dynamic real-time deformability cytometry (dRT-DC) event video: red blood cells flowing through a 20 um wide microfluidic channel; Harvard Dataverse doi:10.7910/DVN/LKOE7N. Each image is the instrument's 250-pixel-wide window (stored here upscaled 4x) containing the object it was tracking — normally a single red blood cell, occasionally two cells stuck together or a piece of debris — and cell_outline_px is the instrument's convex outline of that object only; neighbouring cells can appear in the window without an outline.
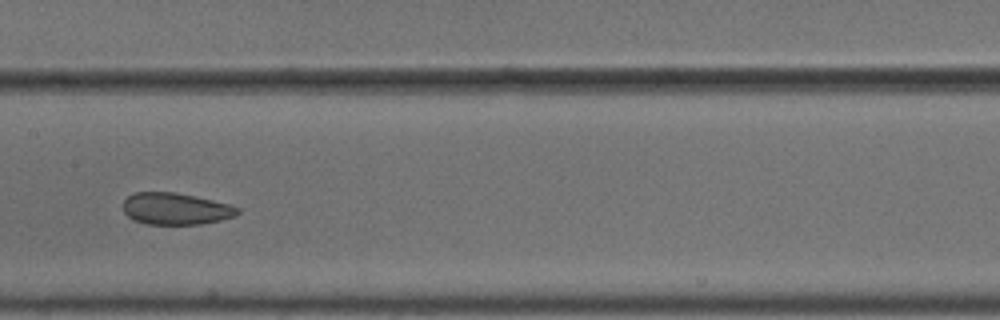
{"species": "common noctule bat (a hibernating species)", "species_latin": "Nyctalus noctula", "temperature_condition": "cold", "stored_images_in_passage": 14, "camera_frame_rate_fps": 3000, "um_per_image_px": 0.085, "animal": {"sex": "male", "body_mass_g": 18.8}, "frame": {"image": 1, "passage_image": 7, "time_ms": 2.0, "image_size_px": [1000, 320], "cell_outline_px": [[240, 212], [236, 216], [220, 220], [200, 224], [148, 224], [132, 220], [124, 212], [124, 200], [132, 192], [172, 192], [196, 196], [232, 204], [240, 208]], "centroid_in_image_um": [14.96, 17.74], "position_along_channel_um": 192.4, "area_um2": 21.39}}
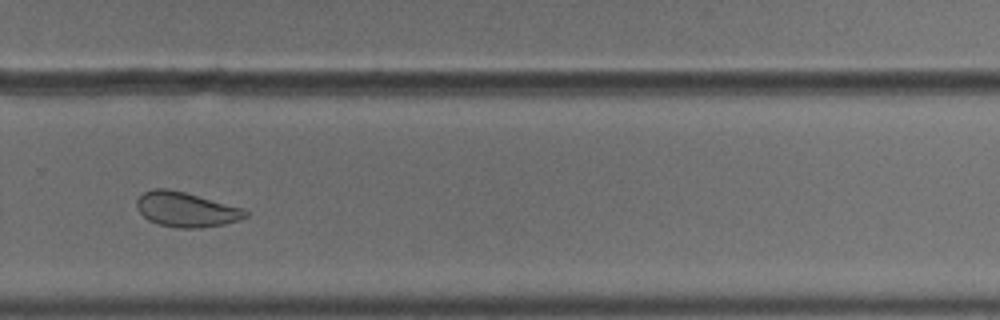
{"frame": {"image": 2, "passage_image": 10, "time_ms": 3.0, "image_size_px": [1000, 320], "cell_outline_px": [[248, 216], [224, 224], [200, 228], [180, 228], [160, 224], [148, 220], [140, 212], [136, 204], [136, 200], [144, 192], [152, 188], [168, 188], [184, 192], [244, 208], [248, 212]], "centroid_in_image_um": [15.81, 17.8], "position_along_channel_um": 314.0, "area_um2": 21.91}}
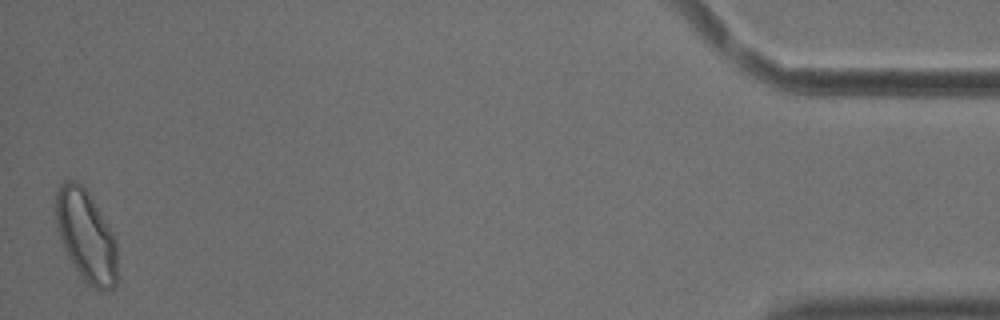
{"frame": {"image": 3, "passage_image": 14, "time_ms": 4.333, "image_size_px": [1000, 320], "cell_outline_px": [[116, 284], [112, 288], [104, 292], [100, 292], [88, 284], [80, 276], [68, 256], [56, 228], [56, 192], [60, 184], [64, 180], [76, 180], [88, 192], [108, 224], [116, 240]], "centroid_in_image_um": [7.31, 20.06], "position_along_channel_um": 427.9, "area_um2": 32.77}}